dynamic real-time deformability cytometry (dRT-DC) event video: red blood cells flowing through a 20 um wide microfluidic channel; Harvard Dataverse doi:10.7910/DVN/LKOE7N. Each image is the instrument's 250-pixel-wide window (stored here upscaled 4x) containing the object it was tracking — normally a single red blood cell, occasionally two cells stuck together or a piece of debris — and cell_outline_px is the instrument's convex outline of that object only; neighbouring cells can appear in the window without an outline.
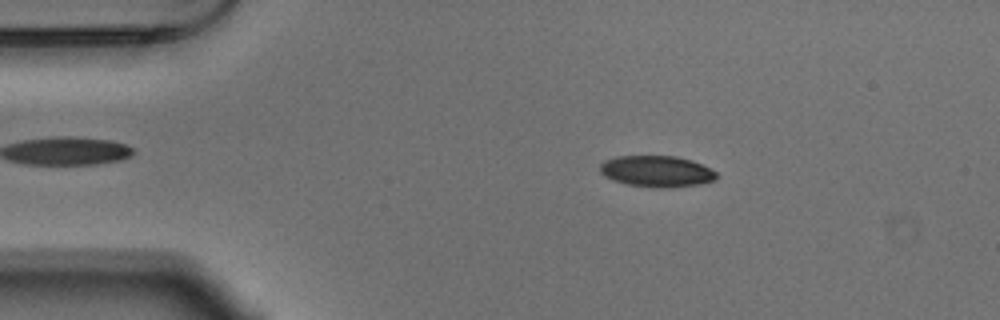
{"species": "Egyptian fruit bat (a non-hibernating species)", "species_latin": "Rousettus aegyptiacus", "temperature_condition": "warm", "stored_images_in_passage": 54, "camera_frame_rate_fps": 3000, "um_per_image_px": 0.085, "animal": {"sex": "male"}, "frame": {"image": 1, "passage_image": 9, "time_ms": 2.667, "image_size_px": [1000, 320], "cell_outline_px": [[716, 180], [696, 184], [668, 188], [652, 188], [624, 184], [612, 180], [604, 176], [600, 172], [600, 164], [604, 160], [616, 156], [676, 156], [692, 160], [716, 172]], "centroid_in_image_um": [55.76, 14.57], "position_along_channel_um": 29.2, "area_um2": 21.33}}
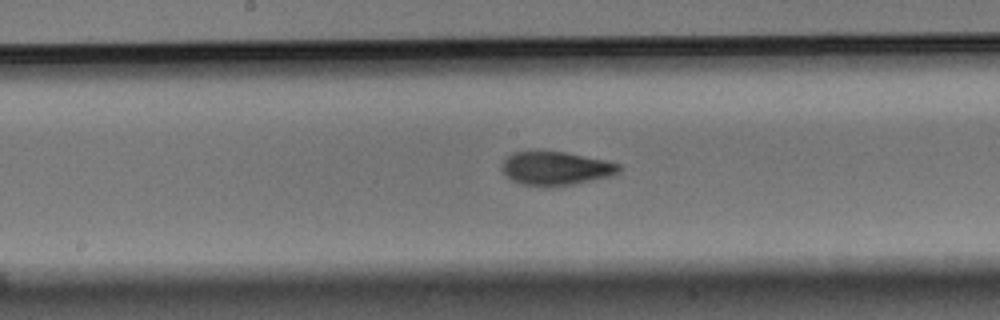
{"frame": {"image": 2, "passage_image": 27, "time_ms": 8.667, "image_size_px": [1000, 320], "cell_outline_px": [[620, 172], [612, 176], [572, 184], [520, 184], [512, 180], [504, 172], [504, 160], [512, 152], [564, 152], [604, 160], [620, 164]], "centroid_in_image_um": [47.3, 14.29], "position_along_channel_um": 200.9, "area_um2": 21.96}}
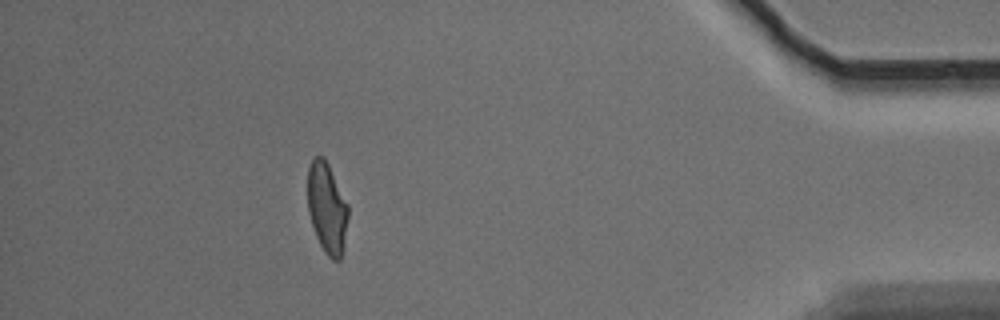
{"frame": {"image": 3, "passage_image": 48, "time_ms": 15.667, "image_size_px": [1000, 320], "cell_outline_px": [[348, 216], [344, 248], [340, 260], [332, 260], [328, 256], [320, 244], [316, 236], [308, 212], [308, 168], [312, 160], [316, 156], [324, 156], [348, 204]], "centroid_in_image_um": [27.8, 17.69], "position_along_channel_um": 407.4, "area_um2": 21.33}, "authors_computed_cell_mechanics": {"area_um2": 22.1663, "velocity_mm_per_s": 3.7043, "shape_relaxation_time_tau1_ms": 6.3859, "shape_relaxation_time_tau2_ms": 1.5219, "deformation_change_tau1": 0.1945, "deformation_change_tau2": 0.08}}